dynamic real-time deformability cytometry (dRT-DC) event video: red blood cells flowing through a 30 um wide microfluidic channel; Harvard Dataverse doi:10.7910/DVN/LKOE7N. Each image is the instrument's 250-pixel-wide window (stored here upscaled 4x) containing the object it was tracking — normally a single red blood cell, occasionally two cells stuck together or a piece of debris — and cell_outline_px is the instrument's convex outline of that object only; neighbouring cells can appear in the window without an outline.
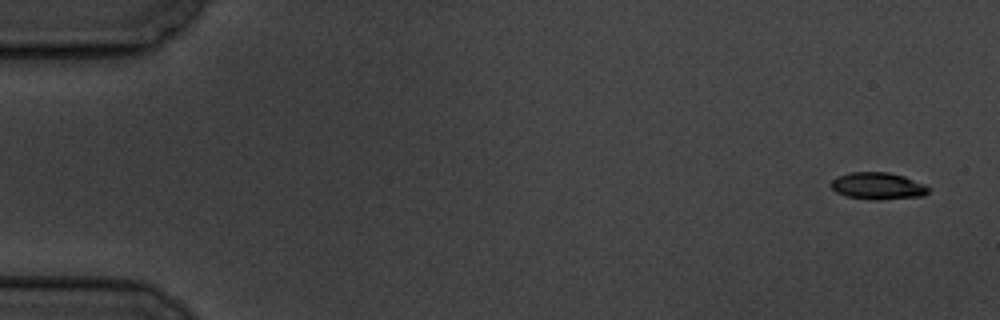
{"species": "common noctule bat (a hibernating species)", "species_latin": "Nyctalus noctula", "temperature_condition": "cold", "stored_images_in_passage": 8, "camera_frame_rate_fps": 3000, "um_per_image_px": 0.085, "animal": {"sex": "male", "body_mass_g": 19.5, "forearm_length_mm": 54.6}, "frame": {"image": 1, "passage_image": 1, "time_ms": 0.0, "image_size_px": [1000, 320], "cell_outline_px": [[928, 192], [924, 196], [880, 200], [872, 200], [844, 196], [836, 192], [832, 188], [832, 180], [836, 176], [848, 172], [888, 172], [904, 176], [924, 184], [928, 188]], "centroid_in_image_um": [74.59, 15.81], "position_along_channel_um": 10.4, "area_um2": 15.43}}
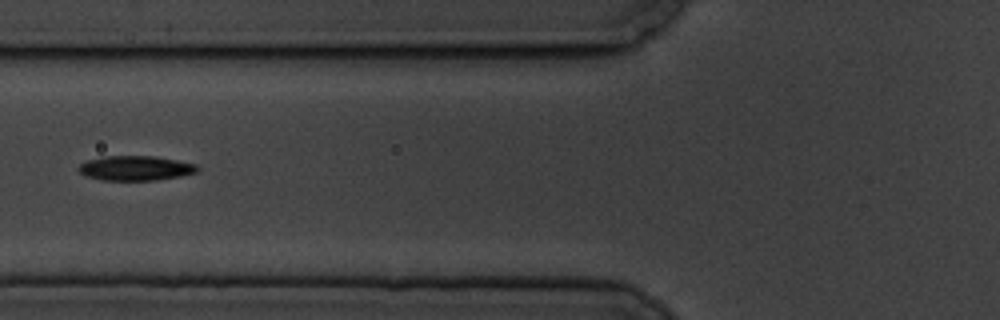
{"frame": {"image": 2, "passage_image": 7, "time_ms": 7.0, "image_size_px": [1000, 320], "cell_outline_px": [[200, 168], [196, 172], [180, 176], [156, 180], [104, 180], [84, 176], [80, 172], [80, 164], [88, 160], [104, 156], [152, 156], [176, 160], [196, 164]], "centroid_in_image_um": [11.53, 14.29], "position_along_channel_um": 114.3, "area_um2": 16.94}}
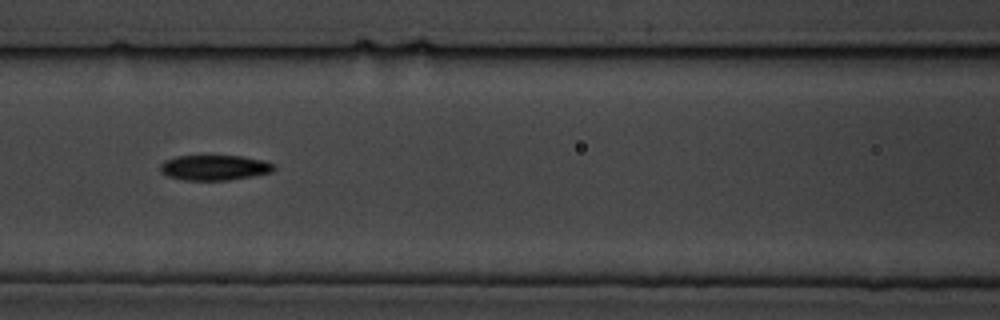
{"frame": {"image": 3, "passage_image": 8, "time_ms": 8.0, "image_size_px": [1000, 320], "cell_outline_px": [[276, 168], [272, 172], [252, 176], [228, 180], [184, 180], [168, 176], [160, 172], [160, 164], [164, 160], [176, 156], [240, 156], [264, 160], [276, 164]], "centroid_in_image_um": [18.24, 14.24], "position_along_channel_um": 148.4, "area_um2": 16.82}}